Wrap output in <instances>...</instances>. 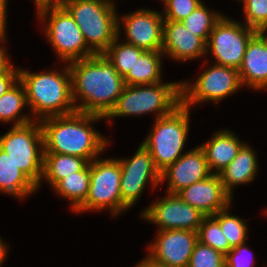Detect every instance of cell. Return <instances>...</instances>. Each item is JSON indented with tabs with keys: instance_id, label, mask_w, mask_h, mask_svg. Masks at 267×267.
Here are the masks:
<instances>
[{
	"instance_id": "f1b7e54d",
	"label": "cell",
	"mask_w": 267,
	"mask_h": 267,
	"mask_svg": "<svg viewBox=\"0 0 267 267\" xmlns=\"http://www.w3.org/2000/svg\"><path fill=\"white\" fill-rule=\"evenodd\" d=\"M227 207L212 217L220 224L223 235L229 241L231 248L245 244L248 233L246 222L237 216H231Z\"/></svg>"
},
{
	"instance_id": "b9f144b4",
	"label": "cell",
	"mask_w": 267,
	"mask_h": 267,
	"mask_svg": "<svg viewBox=\"0 0 267 267\" xmlns=\"http://www.w3.org/2000/svg\"><path fill=\"white\" fill-rule=\"evenodd\" d=\"M35 5L38 6L40 4V2L38 0H35Z\"/></svg>"
},
{
	"instance_id": "1f68e13d",
	"label": "cell",
	"mask_w": 267,
	"mask_h": 267,
	"mask_svg": "<svg viewBox=\"0 0 267 267\" xmlns=\"http://www.w3.org/2000/svg\"><path fill=\"white\" fill-rule=\"evenodd\" d=\"M247 27L256 30L267 28V0H243Z\"/></svg>"
},
{
	"instance_id": "ac0fdd59",
	"label": "cell",
	"mask_w": 267,
	"mask_h": 267,
	"mask_svg": "<svg viewBox=\"0 0 267 267\" xmlns=\"http://www.w3.org/2000/svg\"><path fill=\"white\" fill-rule=\"evenodd\" d=\"M206 43L180 21L164 20L162 53L174 60L187 61L205 55Z\"/></svg>"
},
{
	"instance_id": "9c48e42d",
	"label": "cell",
	"mask_w": 267,
	"mask_h": 267,
	"mask_svg": "<svg viewBox=\"0 0 267 267\" xmlns=\"http://www.w3.org/2000/svg\"><path fill=\"white\" fill-rule=\"evenodd\" d=\"M121 166L119 159H101L90 162V186L86 201L75 211L110 209L113 216L122 213L120 191Z\"/></svg>"
},
{
	"instance_id": "603a6c76",
	"label": "cell",
	"mask_w": 267,
	"mask_h": 267,
	"mask_svg": "<svg viewBox=\"0 0 267 267\" xmlns=\"http://www.w3.org/2000/svg\"><path fill=\"white\" fill-rule=\"evenodd\" d=\"M162 56V51H144L124 77L125 85H146L161 82Z\"/></svg>"
},
{
	"instance_id": "60d3db41",
	"label": "cell",
	"mask_w": 267,
	"mask_h": 267,
	"mask_svg": "<svg viewBox=\"0 0 267 267\" xmlns=\"http://www.w3.org/2000/svg\"><path fill=\"white\" fill-rule=\"evenodd\" d=\"M38 1L41 3V2H56L59 0H38Z\"/></svg>"
},
{
	"instance_id": "7a4b0ae2",
	"label": "cell",
	"mask_w": 267,
	"mask_h": 267,
	"mask_svg": "<svg viewBox=\"0 0 267 267\" xmlns=\"http://www.w3.org/2000/svg\"><path fill=\"white\" fill-rule=\"evenodd\" d=\"M99 119L104 117L76 111L39 121L44 153L77 156L88 162L96 159L109 144L104 136L90 126V123Z\"/></svg>"
},
{
	"instance_id": "8d00e7d4",
	"label": "cell",
	"mask_w": 267,
	"mask_h": 267,
	"mask_svg": "<svg viewBox=\"0 0 267 267\" xmlns=\"http://www.w3.org/2000/svg\"><path fill=\"white\" fill-rule=\"evenodd\" d=\"M7 0H0V36H4L6 34V8H7Z\"/></svg>"
},
{
	"instance_id": "e0dca14e",
	"label": "cell",
	"mask_w": 267,
	"mask_h": 267,
	"mask_svg": "<svg viewBox=\"0 0 267 267\" xmlns=\"http://www.w3.org/2000/svg\"><path fill=\"white\" fill-rule=\"evenodd\" d=\"M178 195L206 217L229 207L233 198L225 191L218 174H212L202 181L193 183L181 190Z\"/></svg>"
},
{
	"instance_id": "836d02e7",
	"label": "cell",
	"mask_w": 267,
	"mask_h": 267,
	"mask_svg": "<svg viewBox=\"0 0 267 267\" xmlns=\"http://www.w3.org/2000/svg\"><path fill=\"white\" fill-rule=\"evenodd\" d=\"M244 252H249L244 244L232 248L225 255V267H254L252 261L248 258L250 255H246V257Z\"/></svg>"
},
{
	"instance_id": "484cf974",
	"label": "cell",
	"mask_w": 267,
	"mask_h": 267,
	"mask_svg": "<svg viewBox=\"0 0 267 267\" xmlns=\"http://www.w3.org/2000/svg\"><path fill=\"white\" fill-rule=\"evenodd\" d=\"M26 105V92L23 84L18 81L0 97V121L3 123L15 121L14 126L25 125L32 122L31 116L29 117V115H22V117H19V113Z\"/></svg>"
},
{
	"instance_id": "d4e9b609",
	"label": "cell",
	"mask_w": 267,
	"mask_h": 267,
	"mask_svg": "<svg viewBox=\"0 0 267 267\" xmlns=\"http://www.w3.org/2000/svg\"><path fill=\"white\" fill-rule=\"evenodd\" d=\"M90 186V162L79 172L59 180L53 189L61 196L71 201L73 211H76L87 199Z\"/></svg>"
},
{
	"instance_id": "ba28073f",
	"label": "cell",
	"mask_w": 267,
	"mask_h": 267,
	"mask_svg": "<svg viewBox=\"0 0 267 267\" xmlns=\"http://www.w3.org/2000/svg\"><path fill=\"white\" fill-rule=\"evenodd\" d=\"M43 147L41 125L36 120L25 125H13L5 135L0 137V148L10 156L37 188L43 176Z\"/></svg>"
},
{
	"instance_id": "ab89813d",
	"label": "cell",
	"mask_w": 267,
	"mask_h": 267,
	"mask_svg": "<svg viewBox=\"0 0 267 267\" xmlns=\"http://www.w3.org/2000/svg\"><path fill=\"white\" fill-rule=\"evenodd\" d=\"M6 250H8L7 245H5L0 238V267H2L1 265L4 262V258L6 257Z\"/></svg>"
},
{
	"instance_id": "74e56055",
	"label": "cell",
	"mask_w": 267,
	"mask_h": 267,
	"mask_svg": "<svg viewBox=\"0 0 267 267\" xmlns=\"http://www.w3.org/2000/svg\"><path fill=\"white\" fill-rule=\"evenodd\" d=\"M135 267H170V266L159 264L147 256L143 261L138 263V265H136Z\"/></svg>"
},
{
	"instance_id": "83f0119b",
	"label": "cell",
	"mask_w": 267,
	"mask_h": 267,
	"mask_svg": "<svg viewBox=\"0 0 267 267\" xmlns=\"http://www.w3.org/2000/svg\"><path fill=\"white\" fill-rule=\"evenodd\" d=\"M222 16L219 13L209 11L204 3H201L182 23L187 30H190L193 35L200 37L207 44L214 25Z\"/></svg>"
},
{
	"instance_id": "44dd1931",
	"label": "cell",
	"mask_w": 267,
	"mask_h": 267,
	"mask_svg": "<svg viewBox=\"0 0 267 267\" xmlns=\"http://www.w3.org/2000/svg\"><path fill=\"white\" fill-rule=\"evenodd\" d=\"M258 163L254 150L244 144L231 163L221 171L219 177L225 191L232 197L233 187L254 180Z\"/></svg>"
},
{
	"instance_id": "5bb4252c",
	"label": "cell",
	"mask_w": 267,
	"mask_h": 267,
	"mask_svg": "<svg viewBox=\"0 0 267 267\" xmlns=\"http://www.w3.org/2000/svg\"><path fill=\"white\" fill-rule=\"evenodd\" d=\"M198 232L190 230H159L148 255L155 262L170 267H188Z\"/></svg>"
},
{
	"instance_id": "3957f363",
	"label": "cell",
	"mask_w": 267,
	"mask_h": 267,
	"mask_svg": "<svg viewBox=\"0 0 267 267\" xmlns=\"http://www.w3.org/2000/svg\"><path fill=\"white\" fill-rule=\"evenodd\" d=\"M19 81L23 84L27 105L36 121L48 117L69 115L76 112L72 100L71 72L69 66L59 71L31 73L19 69Z\"/></svg>"
},
{
	"instance_id": "4316f807",
	"label": "cell",
	"mask_w": 267,
	"mask_h": 267,
	"mask_svg": "<svg viewBox=\"0 0 267 267\" xmlns=\"http://www.w3.org/2000/svg\"><path fill=\"white\" fill-rule=\"evenodd\" d=\"M121 22L118 18V37L103 53L114 65L117 72L124 78L135 64L136 59L144 52L143 49L128 43H118Z\"/></svg>"
},
{
	"instance_id": "8992f818",
	"label": "cell",
	"mask_w": 267,
	"mask_h": 267,
	"mask_svg": "<svg viewBox=\"0 0 267 267\" xmlns=\"http://www.w3.org/2000/svg\"><path fill=\"white\" fill-rule=\"evenodd\" d=\"M36 8L38 17L42 18L41 22L49 19L45 34L62 61L68 63L95 55L87 46L83 33L73 17L58 1L41 2Z\"/></svg>"
},
{
	"instance_id": "ffe728a7",
	"label": "cell",
	"mask_w": 267,
	"mask_h": 267,
	"mask_svg": "<svg viewBox=\"0 0 267 267\" xmlns=\"http://www.w3.org/2000/svg\"><path fill=\"white\" fill-rule=\"evenodd\" d=\"M244 145L235 134L228 130L217 131L211 140L200 145L204 151L208 167L212 174H220L236 157ZM212 170H216L213 172Z\"/></svg>"
},
{
	"instance_id": "2e32d148",
	"label": "cell",
	"mask_w": 267,
	"mask_h": 267,
	"mask_svg": "<svg viewBox=\"0 0 267 267\" xmlns=\"http://www.w3.org/2000/svg\"><path fill=\"white\" fill-rule=\"evenodd\" d=\"M212 175L204 151L200 146L185 152L173 164L161 172V182L167 181L169 194H178L193 183ZM167 178V179H166Z\"/></svg>"
},
{
	"instance_id": "5b68a950",
	"label": "cell",
	"mask_w": 267,
	"mask_h": 267,
	"mask_svg": "<svg viewBox=\"0 0 267 267\" xmlns=\"http://www.w3.org/2000/svg\"><path fill=\"white\" fill-rule=\"evenodd\" d=\"M181 105V82L125 85L106 118L157 113L156 119L172 113Z\"/></svg>"
},
{
	"instance_id": "f35d334b",
	"label": "cell",
	"mask_w": 267,
	"mask_h": 267,
	"mask_svg": "<svg viewBox=\"0 0 267 267\" xmlns=\"http://www.w3.org/2000/svg\"><path fill=\"white\" fill-rule=\"evenodd\" d=\"M266 32H267V28L256 30V35L263 41L266 47V50H267V35L265 36Z\"/></svg>"
},
{
	"instance_id": "7c38bea8",
	"label": "cell",
	"mask_w": 267,
	"mask_h": 267,
	"mask_svg": "<svg viewBox=\"0 0 267 267\" xmlns=\"http://www.w3.org/2000/svg\"><path fill=\"white\" fill-rule=\"evenodd\" d=\"M119 162L122 211H125L136 203L149 181L152 182L153 188L161 183V173L156 168L150 152L142 144L132 158L119 159Z\"/></svg>"
},
{
	"instance_id": "9a60e30c",
	"label": "cell",
	"mask_w": 267,
	"mask_h": 267,
	"mask_svg": "<svg viewBox=\"0 0 267 267\" xmlns=\"http://www.w3.org/2000/svg\"><path fill=\"white\" fill-rule=\"evenodd\" d=\"M125 43L144 51H162L164 18L157 11L140 9L123 16Z\"/></svg>"
},
{
	"instance_id": "7402d4cb",
	"label": "cell",
	"mask_w": 267,
	"mask_h": 267,
	"mask_svg": "<svg viewBox=\"0 0 267 267\" xmlns=\"http://www.w3.org/2000/svg\"><path fill=\"white\" fill-rule=\"evenodd\" d=\"M37 186L19 169L10 156L0 148V192L24 198Z\"/></svg>"
},
{
	"instance_id": "30bf717a",
	"label": "cell",
	"mask_w": 267,
	"mask_h": 267,
	"mask_svg": "<svg viewBox=\"0 0 267 267\" xmlns=\"http://www.w3.org/2000/svg\"><path fill=\"white\" fill-rule=\"evenodd\" d=\"M242 86L237 69L214 64L204 70L195 83L181 82V104L190 108L193 104L214 101L216 104Z\"/></svg>"
},
{
	"instance_id": "277c9868",
	"label": "cell",
	"mask_w": 267,
	"mask_h": 267,
	"mask_svg": "<svg viewBox=\"0 0 267 267\" xmlns=\"http://www.w3.org/2000/svg\"><path fill=\"white\" fill-rule=\"evenodd\" d=\"M83 33L87 46L103 54L118 37V16L113 0H59Z\"/></svg>"
},
{
	"instance_id": "4fadbf2b",
	"label": "cell",
	"mask_w": 267,
	"mask_h": 267,
	"mask_svg": "<svg viewBox=\"0 0 267 267\" xmlns=\"http://www.w3.org/2000/svg\"><path fill=\"white\" fill-rule=\"evenodd\" d=\"M144 209L142 217L160 227L158 230H190L198 232L206 217L199 210L184 202L178 194H169Z\"/></svg>"
},
{
	"instance_id": "6da1fadb",
	"label": "cell",
	"mask_w": 267,
	"mask_h": 267,
	"mask_svg": "<svg viewBox=\"0 0 267 267\" xmlns=\"http://www.w3.org/2000/svg\"><path fill=\"white\" fill-rule=\"evenodd\" d=\"M68 64L76 111L105 118L122 94L124 78L104 54H95ZM78 97L82 100L81 104H76Z\"/></svg>"
},
{
	"instance_id": "d6a6232c",
	"label": "cell",
	"mask_w": 267,
	"mask_h": 267,
	"mask_svg": "<svg viewBox=\"0 0 267 267\" xmlns=\"http://www.w3.org/2000/svg\"><path fill=\"white\" fill-rule=\"evenodd\" d=\"M165 4L164 20L182 22L201 3V0H162Z\"/></svg>"
},
{
	"instance_id": "f546056e",
	"label": "cell",
	"mask_w": 267,
	"mask_h": 267,
	"mask_svg": "<svg viewBox=\"0 0 267 267\" xmlns=\"http://www.w3.org/2000/svg\"><path fill=\"white\" fill-rule=\"evenodd\" d=\"M198 241L226 255L232 248L223 235L220 224L212 217L203 219L198 229Z\"/></svg>"
},
{
	"instance_id": "e575fe53",
	"label": "cell",
	"mask_w": 267,
	"mask_h": 267,
	"mask_svg": "<svg viewBox=\"0 0 267 267\" xmlns=\"http://www.w3.org/2000/svg\"><path fill=\"white\" fill-rule=\"evenodd\" d=\"M19 81V68L12 66L7 72L0 73V97Z\"/></svg>"
},
{
	"instance_id": "8fae6325",
	"label": "cell",
	"mask_w": 267,
	"mask_h": 267,
	"mask_svg": "<svg viewBox=\"0 0 267 267\" xmlns=\"http://www.w3.org/2000/svg\"><path fill=\"white\" fill-rule=\"evenodd\" d=\"M255 34L254 29L222 16L210 33L206 51H211L217 65L238 70L243 62L248 42Z\"/></svg>"
},
{
	"instance_id": "d590c367",
	"label": "cell",
	"mask_w": 267,
	"mask_h": 267,
	"mask_svg": "<svg viewBox=\"0 0 267 267\" xmlns=\"http://www.w3.org/2000/svg\"><path fill=\"white\" fill-rule=\"evenodd\" d=\"M5 40V35L0 36V42H3ZM8 54L5 52V49L3 46H0V73L7 72L13 65L10 64L9 58L7 56Z\"/></svg>"
},
{
	"instance_id": "4dcf8cb0",
	"label": "cell",
	"mask_w": 267,
	"mask_h": 267,
	"mask_svg": "<svg viewBox=\"0 0 267 267\" xmlns=\"http://www.w3.org/2000/svg\"><path fill=\"white\" fill-rule=\"evenodd\" d=\"M188 267H225V255L197 241Z\"/></svg>"
},
{
	"instance_id": "52a82bcc",
	"label": "cell",
	"mask_w": 267,
	"mask_h": 267,
	"mask_svg": "<svg viewBox=\"0 0 267 267\" xmlns=\"http://www.w3.org/2000/svg\"><path fill=\"white\" fill-rule=\"evenodd\" d=\"M189 111L181 104L169 115L157 118L153 130L142 142L160 173L183 155L189 132Z\"/></svg>"
},
{
	"instance_id": "cb8c5ba5",
	"label": "cell",
	"mask_w": 267,
	"mask_h": 267,
	"mask_svg": "<svg viewBox=\"0 0 267 267\" xmlns=\"http://www.w3.org/2000/svg\"><path fill=\"white\" fill-rule=\"evenodd\" d=\"M89 162L77 156L44 153L43 176L53 187L59 180L81 171Z\"/></svg>"
},
{
	"instance_id": "d6986e66",
	"label": "cell",
	"mask_w": 267,
	"mask_h": 267,
	"mask_svg": "<svg viewBox=\"0 0 267 267\" xmlns=\"http://www.w3.org/2000/svg\"><path fill=\"white\" fill-rule=\"evenodd\" d=\"M238 72L242 86L246 84L258 90L267 87V50L256 34L248 42Z\"/></svg>"
}]
</instances>
